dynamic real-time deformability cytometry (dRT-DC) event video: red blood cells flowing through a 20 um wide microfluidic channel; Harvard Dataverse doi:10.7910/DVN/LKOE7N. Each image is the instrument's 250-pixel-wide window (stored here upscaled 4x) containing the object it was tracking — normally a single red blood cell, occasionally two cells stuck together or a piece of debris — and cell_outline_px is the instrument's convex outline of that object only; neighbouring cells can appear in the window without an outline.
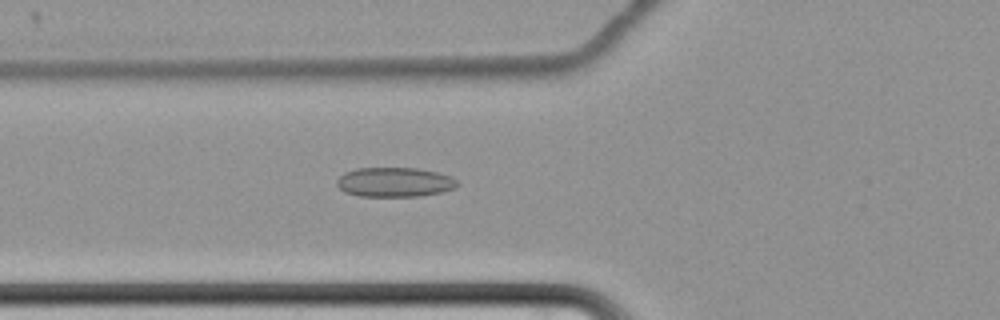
{"species": "common noctule bat (a hibernating species)", "species_latin": "Nyctalus noctula", "temperature_condition": "cold", "stored_images_in_passage": 55, "camera_frame_rate_fps": 3000, "um_per_image_px": 0.085, "animal": {"sex": "female", "body_mass_g": 22.7, "forearm_length_mm": 54.2}, "frame": {"image": 1, "passage_image": 18, "time_ms": 5.667, "image_size_px": [1000, 320], "cell_outline_px": [[460, 184], [456, 188], [440, 192], [420, 196], [360, 196], [344, 192], [336, 184], [336, 180], [344, 172], [356, 168], [416, 168], [436, 172], [452, 176]], "centroid_in_image_um": [33.54, 15.48], "position_along_channel_um": 92.3, "area_um2": 20.81}}
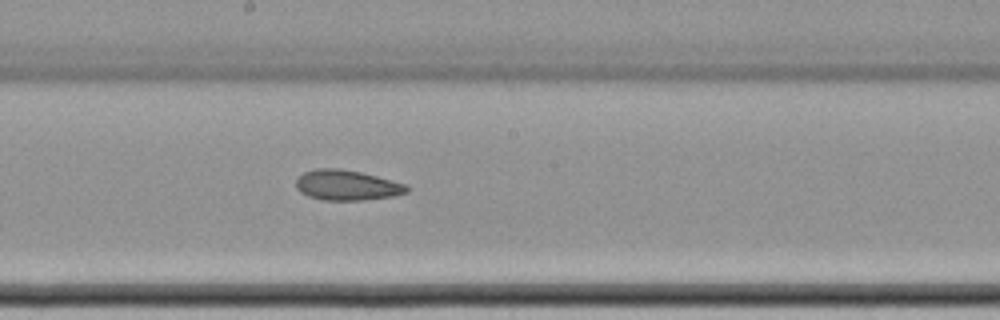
{"frame": {"image": 2, "passage_image": 29, "time_ms": 9.333, "image_size_px": [1000, 320], "cell_outline_px": [[408, 192], [392, 196], [364, 200], [324, 200], [308, 196], [300, 192], [296, 188], [296, 180], [304, 172], [316, 168], [340, 168], [360, 172], [408, 184]], "centroid_in_image_um": [29.48, 15.74], "position_along_channel_um": 218.7, "area_um2": 19.54}}
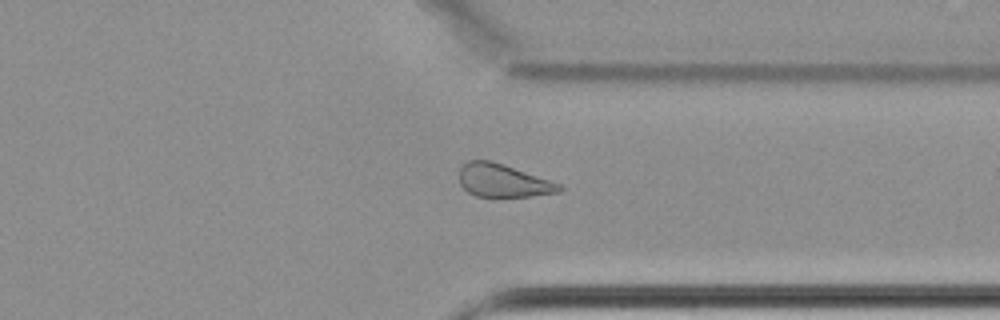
{"frame": {"image": 3, "passage_image": 42, "time_ms": 13.667, "image_size_px": [1000, 320], "cell_outline_px": [[564, 188], [560, 192], [532, 196], [476, 196], [468, 192], [460, 184], [460, 168], [468, 160], [488, 160], [504, 164], [564, 184]], "centroid_in_image_um": [42.82, 15.35], "position_along_channel_um": 368.6, "area_um2": 19.36}, "authors_computed_cell_mechanics": {"area_um2": 20.8658, "velocity_mm_per_s": 3.4455, "shape_relaxation_time_tau1_ms": null, "shape_relaxation_time_tau2_ms": 10.3465, "deformation_change_tau1": null, "deformation_change_tau2": 0.1595}}